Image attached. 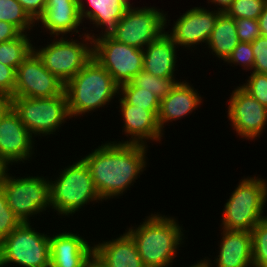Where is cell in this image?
Listing matches in <instances>:
<instances>
[{
	"instance_id": "obj_1",
	"label": "cell",
	"mask_w": 267,
	"mask_h": 267,
	"mask_svg": "<svg viewBox=\"0 0 267 267\" xmlns=\"http://www.w3.org/2000/svg\"><path fill=\"white\" fill-rule=\"evenodd\" d=\"M147 148L148 145L108 141L82 158L102 201L129 190L147 167Z\"/></svg>"
},
{
	"instance_id": "obj_2",
	"label": "cell",
	"mask_w": 267,
	"mask_h": 267,
	"mask_svg": "<svg viewBox=\"0 0 267 267\" xmlns=\"http://www.w3.org/2000/svg\"><path fill=\"white\" fill-rule=\"evenodd\" d=\"M144 222L125 230L135 242L145 267H172L177 249L184 243V231L175 217L154 213Z\"/></svg>"
},
{
	"instance_id": "obj_3",
	"label": "cell",
	"mask_w": 267,
	"mask_h": 267,
	"mask_svg": "<svg viewBox=\"0 0 267 267\" xmlns=\"http://www.w3.org/2000/svg\"><path fill=\"white\" fill-rule=\"evenodd\" d=\"M64 92L70 117L76 118L109 105L114 96L119 95V85L106 69L92 58L65 83Z\"/></svg>"
},
{
	"instance_id": "obj_4",
	"label": "cell",
	"mask_w": 267,
	"mask_h": 267,
	"mask_svg": "<svg viewBox=\"0 0 267 267\" xmlns=\"http://www.w3.org/2000/svg\"><path fill=\"white\" fill-rule=\"evenodd\" d=\"M63 169L54 181L52 178L49 180L52 209L58 215L73 216L85 204L102 202L90 170L82 158Z\"/></svg>"
},
{
	"instance_id": "obj_5",
	"label": "cell",
	"mask_w": 267,
	"mask_h": 267,
	"mask_svg": "<svg viewBox=\"0 0 267 267\" xmlns=\"http://www.w3.org/2000/svg\"><path fill=\"white\" fill-rule=\"evenodd\" d=\"M224 204L221 227L225 230L252 231L265 217L267 181L263 178L247 177L240 180Z\"/></svg>"
},
{
	"instance_id": "obj_6",
	"label": "cell",
	"mask_w": 267,
	"mask_h": 267,
	"mask_svg": "<svg viewBox=\"0 0 267 267\" xmlns=\"http://www.w3.org/2000/svg\"><path fill=\"white\" fill-rule=\"evenodd\" d=\"M49 237L30 222L21 223L0 243V267H50Z\"/></svg>"
},
{
	"instance_id": "obj_7",
	"label": "cell",
	"mask_w": 267,
	"mask_h": 267,
	"mask_svg": "<svg viewBox=\"0 0 267 267\" xmlns=\"http://www.w3.org/2000/svg\"><path fill=\"white\" fill-rule=\"evenodd\" d=\"M12 109L33 137L53 135L71 119L65 92L49 98L12 97Z\"/></svg>"
},
{
	"instance_id": "obj_8",
	"label": "cell",
	"mask_w": 267,
	"mask_h": 267,
	"mask_svg": "<svg viewBox=\"0 0 267 267\" xmlns=\"http://www.w3.org/2000/svg\"><path fill=\"white\" fill-rule=\"evenodd\" d=\"M55 38L39 49L33 46V50L42 59L45 68L65 84L93 58V45L86 32L81 42L70 37L69 40L67 36L66 39L64 36Z\"/></svg>"
},
{
	"instance_id": "obj_9",
	"label": "cell",
	"mask_w": 267,
	"mask_h": 267,
	"mask_svg": "<svg viewBox=\"0 0 267 267\" xmlns=\"http://www.w3.org/2000/svg\"><path fill=\"white\" fill-rule=\"evenodd\" d=\"M7 174L1 190L7 203L22 223L31 222L30 217L41 215L51 205L50 182L43 176L15 177ZM34 215V216H33Z\"/></svg>"
},
{
	"instance_id": "obj_10",
	"label": "cell",
	"mask_w": 267,
	"mask_h": 267,
	"mask_svg": "<svg viewBox=\"0 0 267 267\" xmlns=\"http://www.w3.org/2000/svg\"><path fill=\"white\" fill-rule=\"evenodd\" d=\"M167 13L157 7H133L126 10L119 21L117 42L144 49L158 39L169 24Z\"/></svg>"
},
{
	"instance_id": "obj_11",
	"label": "cell",
	"mask_w": 267,
	"mask_h": 267,
	"mask_svg": "<svg viewBox=\"0 0 267 267\" xmlns=\"http://www.w3.org/2000/svg\"><path fill=\"white\" fill-rule=\"evenodd\" d=\"M93 58L119 85L129 83L143 70V49L114 40L91 42Z\"/></svg>"
},
{
	"instance_id": "obj_12",
	"label": "cell",
	"mask_w": 267,
	"mask_h": 267,
	"mask_svg": "<svg viewBox=\"0 0 267 267\" xmlns=\"http://www.w3.org/2000/svg\"><path fill=\"white\" fill-rule=\"evenodd\" d=\"M64 88V82L45 68L34 50L16 69L14 97H55L62 95Z\"/></svg>"
},
{
	"instance_id": "obj_13",
	"label": "cell",
	"mask_w": 267,
	"mask_h": 267,
	"mask_svg": "<svg viewBox=\"0 0 267 267\" xmlns=\"http://www.w3.org/2000/svg\"><path fill=\"white\" fill-rule=\"evenodd\" d=\"M229 97L228 119L232 128L243 139H257L267 125V108L254 99L241 85Z\"/></svg>"
},
{
	"instance_id": "obj_14",
	"label": "cell",
	"mask_w": 267,
	"mask_h": 267,
	"mask_svg": "<svg viewBox=\"0 0 267 267\" xmlns=\"http://www.w3.org/2000/svg\"><path fill=\"white\" fill-rule=\"evenodd\" d=\"M220 14L215 9L211 11L201 6L190 8L174 21L171 32L168 30L165 33L178 47L192 49L200 43L207 44Z\"/></svg>"
},
{
	"instance_id": "obj_15",
	"label": "cell",
	"mask_w": 267,
	"mask_h": 267,
	"mask_svg": "<svg viewBox=\"0 0 267 267\" xmlns=\"http://www.w3.org/2000/svg\"><path fill=\"white\" fill-rule=\"evenodd\" d=\"M34 137L11 109L0 120V157L8 164L26 163L34 152ZM34 146V147H33Z\"/></svg>"
},
{
	"instance_id": "obj_16",
	"label": "cell",
	"mask_w": 267,
	"mask_h": 267,
	"mask_svg": "<svg viewBox=\"0 0 267 267\" xmlns=\"http://www.w3.org/2000/svg\"><path fill=\"white\" fill-rule=\"evenodd\" d=\"M80 7L82 21L88 20L98 28L104 29L96 36L87 33L92 42L114 40L118 35L119 21L129 8L130 0H88L86 8L83 0H77ZM103 27V28H102ZM104 31V32H103ZM96 36V37H95Z\"/></svg>"
},
{
	"instance_id": "obj_17",
	"label": "cell",
	"mask_w": 267,
	"mask_h": 267,
	"mask_svg": "<svg viewBox=\"0 0 267 267\" xmlns=\"http://www.w3.org/2000/svg\"><path fill=\"white\" fill-rule=\"evenodd\" d=\"M120 115L123 117V130L125 136H131L125 141L115 143H131L147 145V142H160L164 136L159 127L157 115L159 110H146L127 104L121 97L118 99ZM147 141V142H146Z\"/></svg>"
},
{
	"instance_id": "obj_18",
	"label": "cell",
	"mask_w": 267,
	"mask_h": 267,
	"mask_svg": "<svg viewBox=\"0 0 267 267\" xmlns=\"http://www.w3.org/2000/svg\"><path fill=\"white\" fill-rule=\"evenodd\" d=\"M53 236V237H52ZM49 237L50 267H88L94 256V246L72 232Z\"/></svg>"
},
{
	"instance_id": "obj_19",
	"label": "cell",
	"mask_w": 267,
	"mask_h": 267,
	"mask_svg": "<svg viewBox=\"0 0 267 267\" xmlns=\"http://www.w3.org/2000/svg\"><path fill=\"white\" fill-rule=\"evenodd\" d=\"M39 23L47 32L49 31L50 37L66 36L70 32V35L79 33L78 26L83 21L78 1L47 0L43 15L37 20L36 25Z\"/></svg>"
},
{
	"instance_id": "obj_20",
	"label": "cell",
	"mask_w": 267,
	"mask_h": 267,
	"mask_svg": "<svg viewBox=\"0 0 267 267\" xmlns=\"http://www.w3.org/2000/svg\"><path fill=\"white\" fill-rule=\"evenodd\" d=\"M202 103V97L189 82L181 80L160 100L159 112L157 115L158 124L162 132L166 123L179 120L191 114ZM165 124V125H164Z\"/></svg>"
},
{
	"instance_id": "obj_21",
	"label": "cell",
	"mask_w": 267,
	"mask_h": 267,
	"mask_svg": "<svg viewBox=\"0 0 267 267\" xmlns=\"http://www.w3.org/2000/svg\"><path fill=\"white\" fill-rule=\"evenodd\" d=\"M222 230L216 267H253L251 231Z\"/></svg>"
},
{
	"instance_id": "obj_22",
	"label": "cell",
	"mask_w": 267,
	"mask_h": 267,
	"mask_svg": "<svg viewBox=\"0 0 267 267\" xmlns=\"http://www.w3.org/2000/svg\"><path fill=\"white\" fill-rule=\"evenodd\" d=\"M94 246V256L105 267H145L132 237L125 231L118 238Z\"/></svg>"
},
{
	"instance_id": "obj_23",
	"label": "cell",
	"mask_w": 267,
	"mask_h": 267,
	"mask_svg": "<svg viewBox=\"0 0 267 267\" xmlns=\"http://www.w3.org/2000/svg\"><path fill=\"white\" fill-rule=\"evenodd\" d=\"M178 46L163 33L143 49V70L151 75L168 78L175 77Z\"/></svg>"
},
{
	"instance_id": "obj_24",
	"label": "cell",
	"mask_w": 267,
	"mask_h": 267,
	"mask_svg": "<svg viewBox=\"0 0 267 267\" xmlns=\"http://www.w3.org/2000/svg\"><path fill=\"white\" fill-rule=\"evenodd\" d=\"M235 19L226 13H221L215 23V27L207 42V47L213 55L225 61L233 49L238 45Z\"/></svg>"
},
{
	"instance_id": "obj_25",
	"label": "cell",
	"mask_w": 267,
	"mask_h": 267,
	"mask_svg": "<svg viewBox=\"0 0 267 267\" xmlns=\"http://www.w3.org/2000/svg\"><path fill=\"white\" fill-rule=\"evenodd\" d=\"M27 33L17 38L0 43V63L13 67L15 70L33 50V43Z\"/></svg>"
},
{
	"instance_id": "obj_26",
	"label": "cell",
	"mask_w": 267,
	"mask_h": 267,
	"mask_svg": "<svg viewBox=\"0 0 267 267\" xmlns=\"http://www.w3.org/2000/svg\"><path fill=\"white\" fill-rule=\"evenodd\" d=\"M0 21L14 25L21 33L30 32L36 23L16 0H0Z\"/></svg>"
},
{
	"instance_id": "obj_27",
	"label": "cell",
	"mask_w": 267,
	"mask_h": 267,
	"mask_svg": "<svg viewBox=\"0 0 267 267\" xmlns=\"http://www.w3.org/2000/svg\"><path fill=\"white\" fill-rule=\"evenodd\" d=\"M131 82L136 87L141 88V91L152 92L160 100H162L177 85L179 80H176L175 77H157L142 70Z\"/></svg>"
},
{
	"instance_id": "obj_28",
	"label": "cell",
	"mask_w": 267,
	"mask_h": 267,
	"mask_svg": "<svg viewBox=\"0 0 267 267\" xmlns=\"http://www.w3.org/2000/svg\"><path fill=\"white\" fill-rule=\"evenodd\" d=\"M119 96L127 103L146 110H159L160 99L152 92L141 91L132 82L119 86Z\"/></svg>"
},
{
	"instance_id": "obj_29",
	"label": "cell",
	"mask_w": 267,
	"mask_h": 267,
	"mask_svg": "<svg viewBox=\"0 0 267 267\" xmlns=\"http://www.w3.org/2000/svg\"><path fill=\"white\" fill-rule=\"evenodd\" d=\"M253 267H267V217L251 231Z\"/></svg>"
},
{
	"instance_id": "obj_30",
	"label": "cell",
	"mask_w": 267,
	"mask_h": 267,
	"mask_svg": "<svg viewBox=\"0 0 267 267\" xmlns=\"http://www.w3.org/2000/svg\"><path fill=\"white\" fill-rule=\"evenodd\" d=\"M267 0H234L226 14L233 19H257L261 15Z\"/></svg>"
},
{
	"instance_id": "obj_31",
	"label": "cell",
	"mask_w": 267,
	"mask_h": 267,
	"mask_svg": "<svg viewBox=\"0 0 267 267\" xmlns=\"http://www.w3.org/2000/svg\"><path fill=\"white\" fill-rule=\"evenodd\" d=\"M21 223L9 207L6 195L0 190V243Z\"/></svg>"
},
{
	"instance_id": "obj_32",
	"label": "cell",
	"mask_w": 267,
	"mask_h": 267,
	"mask_svg": "<svg viewBox=\"0 0 267 267\" xmlns=\"http://www.w3.org/2000/svg\"><path fill=\"white\" fill-rule=\"evenodd\" d=\"M241 87L267 108V74L253 71Z\"/></svg>"
},
{
	"instance_id": "obj_33",
	"label": "cell",
	"mask_w": 267,
	"mask_h": 267,
	"mask_svg": "<svg viewBox=\"0 0 267 267\" xmlns=\"http://www.w3.org/2000/svg\"><path fill=\"white\" fill-rule=\"evenodd\" d=\"M230 63L234 65H241L244 70H251L253 72L254 67V54L252 51V44L249 42H239L233 49L224 63Z\"/></svg>"
},
{
	"instance_id": "obj_34",
	"label": "cell",
	"mask_w": 267,
	"mask_h": 267,
	"mask_svg": "<svg viewBox=\"0 0 267 267\" xmlns=\"http://www.w3.org/2000/svg\"><path fill=\"white\" fill-rule=\"evenodd\" d=\"M235 25L239 42L252 43L256 38L262 36L257 19H235Z\"/></svg>"
},
{
	"instance_id": "obj_35",
	"label": "cell",
	"mask_w": 267,
	"mask_h": 267,
	"mask_svg": "<svg viewBox=\"0 0 267 267\" xmlns=\"http://www.w3.org/2000/svg\"><path fill=\"white\" fill-rule=\"evenodd\" d=\"M251 44L254 54L253 71L267 74V37L260 36Z\"/></svg>"
},
{
	"instance_id": "obj_36",
	"label": "cell",
	"mask_w": 267,
	"mask_h": 267,
	"mask_svg": "<svg viewBox=\"0 0 267 267\" xmlns=\"http://www.w3.org/2000/svg\"><path fill=\"white\" fill-rule=\"evenodd\" d=\"M16 70L13 67L0 63V93L14 97Z\"/></svg>"
},
{
	"instance_id": "obj_37",
	"label": "cell",
	"mask_w": 267,
	"mask_h": 267,
	"mask_svg": "<svg viewBox=\"0 0 267 267\" xmlns=\"http://www.w3.org/2000/svg\"><path fill=\"white\" fill-rule=\"evenodd\" d=\"M35 21L43 15L47 0H16Z\"/></svg>"
},
{
	"instance_id": "obj_38",
	"label": "cell",
	"mask_w": 267,
	"mask_h": 267,
	"mask_svg": "<svg viewBox=\"0 0 267 267\" xmlns=\"http://www.w3.org/2000/svg\"><path fill=\"white\" fill-rule=\"evenodd\" d=\"M21 32L12 24L0 21V43L17 38Z\"/></svg>"
},
{
	"instance_id": "obj_39",
	"label": "cell",
	"mask_w": 267,
	"mask_h": 267,
	"mask_svg": "<svg viewBox=\"0 0 267 267\" xmlns=\"http://www.w3.org/2000/svg\"><path fill=\"white\" fill-rule=\"evenodd\" d=\"M12 109V96L0 93V120Z\"/></svg>"
},
{
	"instance_id": "obj_40",
	"label": "cell",
	"mask_w": 267,
	"mask_h": 267,
	"mask_svg": "<svg viewBox=\"0 0 267 267\" xmlns=\"http://www.w3.org/2000/svg\"><path fill=\"white\" fill-rule=\"evenodd\" d=\"M261 34L267 37V3L265 4L261 15L258 18Z\"/></svg>"
},
{
	"instance_id": "obj_41",
	"label": "cell",
	"mask_w": 267,
	"mask_h": 267,
	"mask_svg": "<svg viewBox=\"0 0 267 267\" xmlns=\"http://www.w3.org/2000/svg\"><path fill=\"white\" fill-rule=\"evenodd\" d=\"M208 4L211 2L212 4L214 3L216 5L217 11L221 12V13H226L227 10L231 7L232 2L234 0H207ZM210 1V2H209ZM219 5V6H217Z\"/></svg>"
},
{
	"instance_id": "obj_42",
	"label": "cell",
	"mask_w": 267,
	"mask_h": 267,
	"mask_svg": "<svg viewBox=\"0 0 267 267\" xmlns=\"http://www.w3.org/2000/svg\"><path fill=\"white\" fill-rule=\"evenodd\" d=\"M9 166L10 165L3 158L0 157V190L3 183L5 182L6 176L9 171Z\"/></svg>"
},
{
	"instance_id": "obj_43",
	"label": "cell",
	"mask_w": 267,
	"mask_h": 267,
	"mask_svg": "<svg viewBox=\"0 0 267 267\" xmlns=\"http://www.w3.org/2000/svg\"><path fill=\"white\" fill-rule=\"evenodd\" d=\"M212 261H210V259L208 258V259H206V257L205 258H203V260L201 259L200 261H197V264L196 263H194L192 266H189V267H212V263H211Z\"/></svg>"
},
{
	"instance_id": "obj_44",
	"label": "cell",
	"mask_w": 267,
	"mask_h": 267,
	"mask_svg": "<svg viewBox=\"0 0 267 267\" xmlns=\"http://www.w3.org/2000/svg\"><path fill=\"white\" fill-rule=\"evenodd\" d=\"M91 267H105L95 256L91 259L90 262Z\"/></svg>"
}]
</instances>
